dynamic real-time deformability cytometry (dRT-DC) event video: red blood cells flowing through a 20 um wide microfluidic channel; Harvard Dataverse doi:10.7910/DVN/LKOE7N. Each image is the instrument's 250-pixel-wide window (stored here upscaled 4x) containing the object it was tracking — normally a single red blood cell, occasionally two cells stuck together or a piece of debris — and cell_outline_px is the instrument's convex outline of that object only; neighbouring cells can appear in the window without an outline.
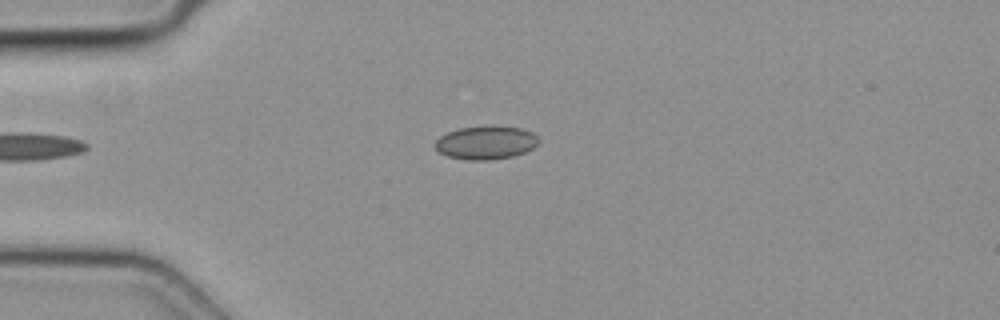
{"species": "common noctule bat (a hibernating species)", "species_latin": "Nyctalus noctula", "temperature_condition": "cold", "stored_images_in_passage": 3, "camera_frame_rate_fps": 3000, "um_per_image_px": 0.085, "animal": {"sex": "female", "body_mass_g": 19.3, "forearm_length_mm": 54.1}, "frame": {"image": 1, "passage_image": 3, "time_ms": 0.667, "image_size_px": [1000, 320], "cell_outline_px": [[540, 140], [532, 148], [524, 152], [512, 156], [488, 160], [468, 160], [448, 156], [440, 152], [436, 148], [436, 140], [440, 136], [448, 132], [460, 128], [488, 124], [492, 124], [520, 128], [532, 132]], "centroid_in_image_um": [41.31, 12.09], "position_along_channel_um": 43.7, "area_um2": 20.23}}